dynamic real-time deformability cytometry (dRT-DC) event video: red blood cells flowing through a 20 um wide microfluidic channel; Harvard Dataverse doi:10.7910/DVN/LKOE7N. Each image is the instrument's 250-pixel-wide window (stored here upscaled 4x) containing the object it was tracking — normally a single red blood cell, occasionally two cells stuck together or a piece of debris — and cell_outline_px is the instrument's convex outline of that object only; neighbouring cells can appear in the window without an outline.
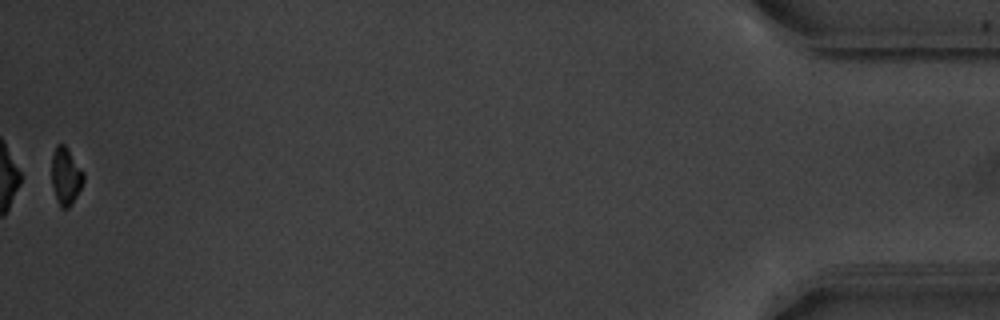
{"species": "common noctule bat (a hibernating species)", "species_latin": "Nyctalus noctula", "temperature_condition": "warm", "stored_images_in_passage": 41, "camera_frame_rate_fps": 3000, "um_per_image_px": 0.085, "animal": {"sex": "male", "body_mass_g": 20.1, "forearm_length_mm": 53.5}, "frame": {"image": 1, "passage_image": 41, "time_ms": 13.333, "image_size_px": [1000, 320], "cell_outline_px": [[84, 180], [76, 196], [68, 208], [60, 208], [52, 184], [52, 156], [56, 144], [64, 144], [68, 148], [84, 172]], "centroid_in_image_um": [5.59, 14.94], "position_along_channel_um": 429.6, "area_um2": 10.52}, "authors_computed_cell_mechanics": {"area_um2": 11.9646, "velocity_mm_per_s": 3.8177, "shape_relaxation_time_tau1_ms": 2.7373, "shape_relaxation_time_tau2_ms": null, "deformation_change_tau1": 0.1323, "deformation_change_tau2": null}}